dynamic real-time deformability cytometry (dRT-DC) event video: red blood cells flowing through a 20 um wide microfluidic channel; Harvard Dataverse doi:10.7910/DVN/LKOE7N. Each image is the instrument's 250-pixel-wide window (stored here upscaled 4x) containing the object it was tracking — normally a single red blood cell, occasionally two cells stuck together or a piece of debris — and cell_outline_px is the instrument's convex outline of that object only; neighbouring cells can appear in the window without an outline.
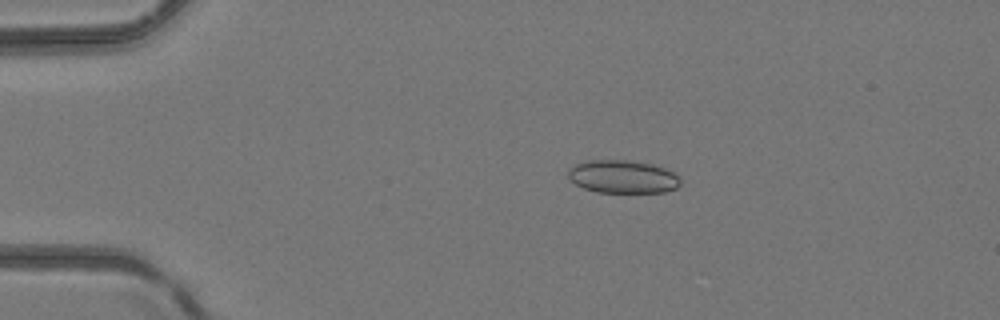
{"species": "common noctule bat (a hibernating species)", "species_latin": "Nyctalus noctula", "temperature_condition": "room temperature", "stored_images_in_passage": 4, "camera_frame_rate_fps": 3000, "um_per_image_px": 0.085, "animal": {"sex": "female", "body_mass_g": 24.6, "forearm_length_mm": 56.2}, "frame": {"image": 1, "passage_image": 3, "time_ms": 3.333, "image_size_px": [1000, 320], "cell_outline_px": [[680, 184], [676, 188], [664, 192], [596, 192], [584, 188], [576, 184], [568, 176], [568, 168], [576, 164], [588, 160], [628, 160], [652, 164], [676, 172], [680, 180]], "centroid_in_image_um": [52.95, 15.01], "position_along_channel_um": 32.1, "area_um2": 21.62}}